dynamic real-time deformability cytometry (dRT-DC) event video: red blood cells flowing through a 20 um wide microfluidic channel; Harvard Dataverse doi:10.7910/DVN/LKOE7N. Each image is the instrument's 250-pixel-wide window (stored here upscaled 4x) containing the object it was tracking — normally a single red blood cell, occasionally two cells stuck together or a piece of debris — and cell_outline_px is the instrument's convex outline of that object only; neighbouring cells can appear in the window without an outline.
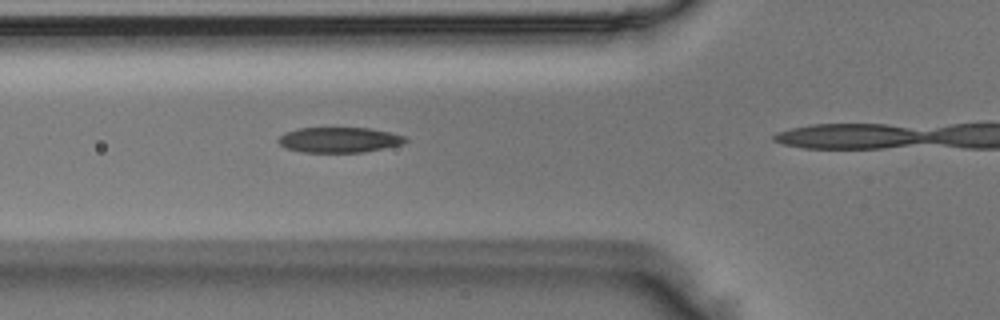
{"species": "Egyptian fruit bat (a non-hibernating species)", "species_latin": "Rousettus aegyptiacus", "temperature_condition": "room temperature", "stored_images_in_passage": 11, "camera_frame_rate_fps": 3000, "um_per_image_px": 0.085, "animal": {"sex": "male"}, "frame": {"image": 1, "passage_image": 7, "time_ms": 2.0, "image_size_px": [1000, 320], "cell_outline_px": [[408, 140], [404, 144], [364, 152], [300, 152], [284, 148], [276, 140], [284, 132], [300, 128], [368, 128], [388, 132], [404, 136]], "centroid_in_image_um": [28.8, 11.89], "position_along_channel_um": 97.0, "area_um2": 18.79}}